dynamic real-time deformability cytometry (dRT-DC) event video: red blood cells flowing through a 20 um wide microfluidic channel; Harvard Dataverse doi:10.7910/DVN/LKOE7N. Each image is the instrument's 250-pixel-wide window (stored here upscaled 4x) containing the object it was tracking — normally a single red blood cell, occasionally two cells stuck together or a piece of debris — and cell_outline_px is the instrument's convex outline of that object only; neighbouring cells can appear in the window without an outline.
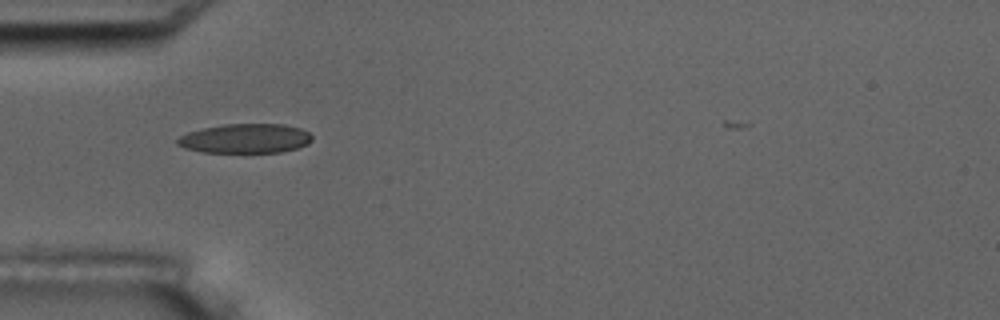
{"species": "common noctule bat (a hibernating species)", "species_latin": "Nyctalus noctula", "temperature_condition": "room temperature", "stored_images_in_passage": 2, "camera_frame_rate_fps": 3000, "um_per_image_px": 0.085, "animal": {"sex": "male", "body_mass_g": 17.5, "forearm_length_mm": 52.3}, "frame": {"image": 1, "passage_image": 2, "time_ms": 1.0, "image_size_px": [1000, 320], "cell_outline_px": [[312, 140], [308, 144], [296, 148], [280, 152], [204, 152], [184, 148], [176, 144], [176, 140], [180, 136], [188, 132], [204, 128], [224, 124], [284, 124], [300, 128], [308, 132], [312, 136]], "centroid_in_image_um": [20.85, 11.77], "position_along_channel_um": 64.1, "area_um2": 23.0}}